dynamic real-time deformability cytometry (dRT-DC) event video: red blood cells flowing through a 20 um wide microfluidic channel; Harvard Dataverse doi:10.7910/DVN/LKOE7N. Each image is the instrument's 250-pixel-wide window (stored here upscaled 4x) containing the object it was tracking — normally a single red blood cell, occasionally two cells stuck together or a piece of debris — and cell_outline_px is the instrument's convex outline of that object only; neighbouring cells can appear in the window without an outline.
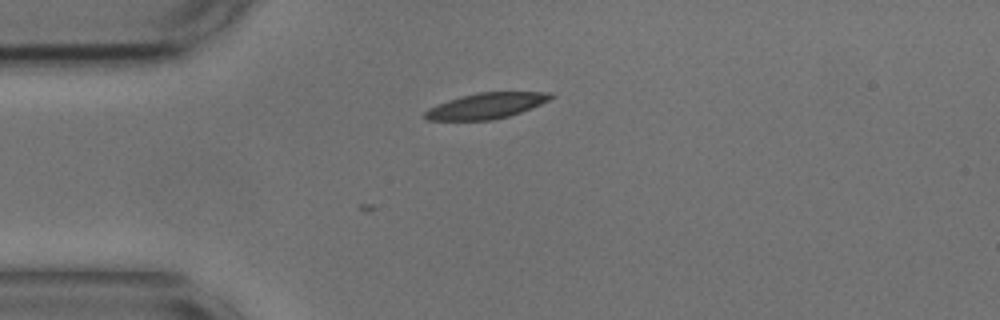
{"species": "common noctule bat (a hibernating species)", "species_latin": "Nyctalus noctula", "temperature_condition": "cold", "stored_images_in_passage": 2, "camera_frame_rate_fps": 3000, "um_per_image_px": 0.085, "animal": {"sex": "male", "body_mass_g": 17.9, "forearm_length_mm": 54.2}, "frame": {"image": 1, "passage_image": 2, "time_ms": 0.333, "image_size_px": [1000, 320], "cell_outline_px": [[556, 96], [532, 108], [508, 116], [492, 120], [428, 120], [424, 116], [424, 112], [428, 108], [448, 100], [460, 96], [476, 92], [552, 92]], "centroid_in_image_um": [41.34, 8.98], "position_along_channel_um": 43.7, "area_um2": 18.84}}